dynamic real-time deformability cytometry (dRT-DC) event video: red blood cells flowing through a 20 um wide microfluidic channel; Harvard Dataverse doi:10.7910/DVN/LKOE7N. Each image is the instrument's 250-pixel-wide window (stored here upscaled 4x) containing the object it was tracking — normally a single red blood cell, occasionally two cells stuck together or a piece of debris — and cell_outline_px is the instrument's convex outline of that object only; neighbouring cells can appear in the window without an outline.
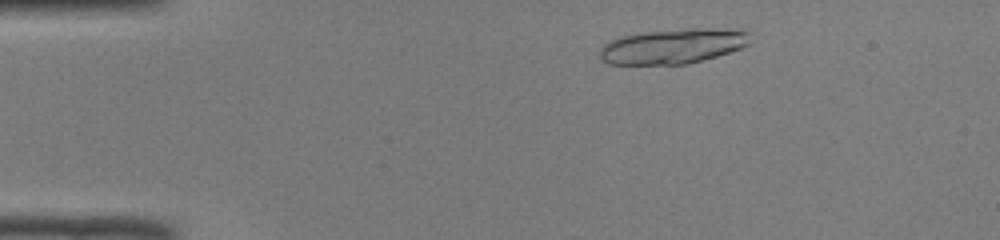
{"species": "common noctule bat (a hibernating species)", "species_latin": "Nyctalus noctula", "temperature_condition": "room temperature", "stored_images_in_passage": 10, "camera_frame_rate_fps": 3000, "um_per_image_px": 0.085, "animal": {"sex": "male", "body_mass_g": 19.0, "forearm_length_mm": 50.8}, "frame": {"image": 1, "passage_image": 1, "time_ms": 0.0, "image_size_px": [1000, 240], "cell_outline_px": [[752, 32], [748, 44], [740, 48], [716, 56], [688, 64], [608, 64], [600, 60], [600, 48], [608, 40], [620, 36], [644, 32], [684, 28], [712, 28]], "centroid_in_image_um": [57.15, 3.92], "position_along_channel_um": 27.8, "area_um2": 30.75}}